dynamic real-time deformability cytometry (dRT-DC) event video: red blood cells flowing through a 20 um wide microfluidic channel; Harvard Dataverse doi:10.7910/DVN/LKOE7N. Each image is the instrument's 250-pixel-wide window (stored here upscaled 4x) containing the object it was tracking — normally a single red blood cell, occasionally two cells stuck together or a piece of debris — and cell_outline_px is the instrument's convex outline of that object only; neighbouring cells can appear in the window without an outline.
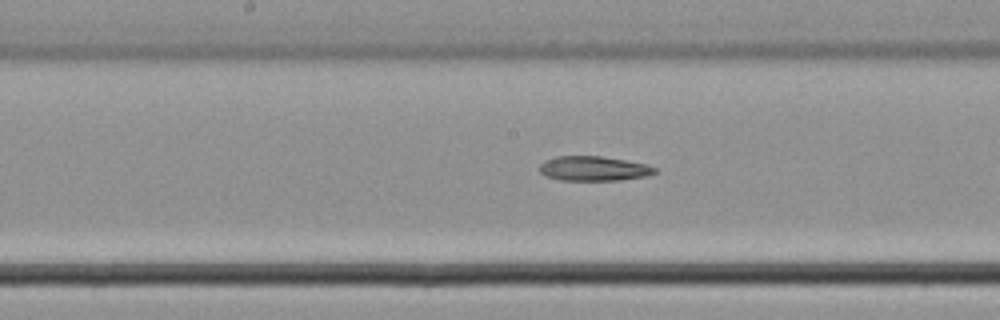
{"species": "common noctule bat (a hibernating species)", "species_latin": "Nyctalus noctula", "temperature_condition": "cold", "stored_images_in_passage": 15, "camera_frame_rate_fps": 3000, "um_per_image_px": 0.085, "animal": {"sex": "male", "body_mass_g": 21.5, "forearm_length_mm": 52.0}, "frame": {"image": 1, "passage_image": 11, "time_ms": 3.333, "image_size_px": [1000, 320], "cell_outline_px": [[656, 172], [644, 176], [620, 180], [560, 180], [548, 176], [540, 172], [540, 164], [544, 160], [556, 156], [600, 156], [648, 164], [656, 168]], "centroid_in_image_um": [50.45, 14.32], "position_along_channel_um": 197.8, "area_um2": 16.42}}